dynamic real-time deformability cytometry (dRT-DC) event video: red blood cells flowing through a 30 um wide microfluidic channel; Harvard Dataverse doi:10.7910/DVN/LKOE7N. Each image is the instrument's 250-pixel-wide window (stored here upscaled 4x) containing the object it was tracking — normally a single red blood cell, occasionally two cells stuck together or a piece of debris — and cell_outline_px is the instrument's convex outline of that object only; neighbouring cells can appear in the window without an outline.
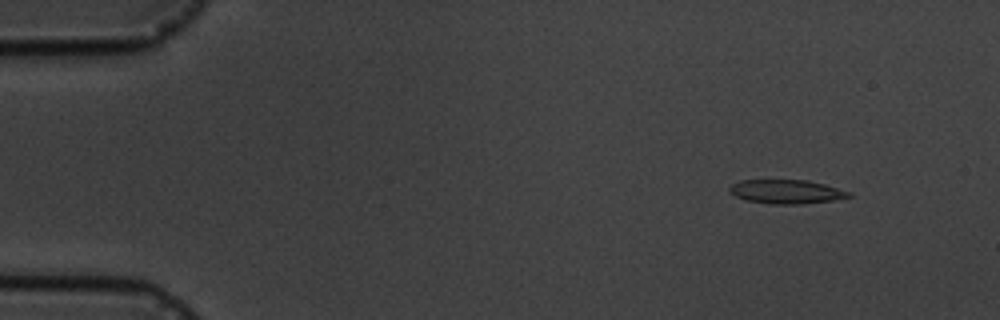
{"species": "common noctule bat (a hibernating species)", "species_latin": "Nyctalus noctula", "temperature_condition": "cold", "stored_images_in_passage": 4, "camera_frame_rate_fps": 3000, "um_per_image_px": 0.085, "animal": {"sex": "male", "body_mass_g": 19.5, "forearm_length_mm": 54.6}, "frame": {"image": 1, "passage_image": 2, "time_ms": 1.0, "image_size_px": [1000, 320], "cell_outline_px": [[852, 196], [832, 200], [800, 204], [768, 204], [744, 200], [736, 196], [728, 188], [732, 184], [740, 180], [808, 180], [824, 184], [852, 192]], "centroid_in_image_um": [66.84, 16.29], "position_along_channel_um": 18.2, "area_um2": 16.65}}